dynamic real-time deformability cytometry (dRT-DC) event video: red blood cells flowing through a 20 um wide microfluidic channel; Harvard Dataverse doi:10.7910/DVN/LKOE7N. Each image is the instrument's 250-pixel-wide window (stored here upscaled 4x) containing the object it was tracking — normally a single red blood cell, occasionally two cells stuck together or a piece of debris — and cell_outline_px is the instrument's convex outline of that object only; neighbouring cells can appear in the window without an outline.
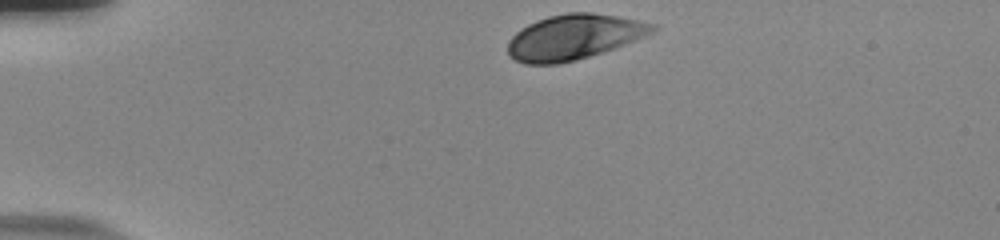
{"species": "human", "species_latin": "Homo sapiens", "temperature_condition": "room temperature", "stored_images_in_passage": 36, "camera_frame_rate_fps": 3000, "um_per_image_px": 0.085, "donor": {"sex": "male"}, "frame": {"image": 1, "passage_image": 1, "time_ms": 0.0, "image_size_px": [1000, 240], "cell_outline_px": [[656, 28], [652, 32], [644, 36], [624, 44], [576, 60], [556, 64], [524, 64], [508, 56], [508, 40], [520, 28], [536, 20], [548, 16], [568, 12], [592, 12], [616, 16], [656, 24]], "centroid_in_image_um": [48.72, 3.14], "position_along_channel_um": 36.3, "area_um2": 37.74}}
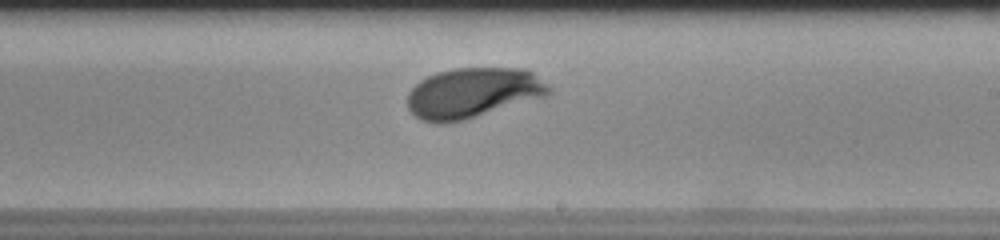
{"frame": {"image": 2, "passage_image": 23, "time_ms": 7.333, "image_size_px": [1000, 240], "cell_outline_px": [[552, 88], [548, 96], [464, 120], [444, 124], [436, 124], [420, 120], [408, 108], [408, 92], [420, 80], [436, 72], [456, 68], [524, 68], [532, 72]], "centroid_in_image_um": [40.2, 7.9], "position_along_channel_um": 248.8, "area_um2": 41.62}}
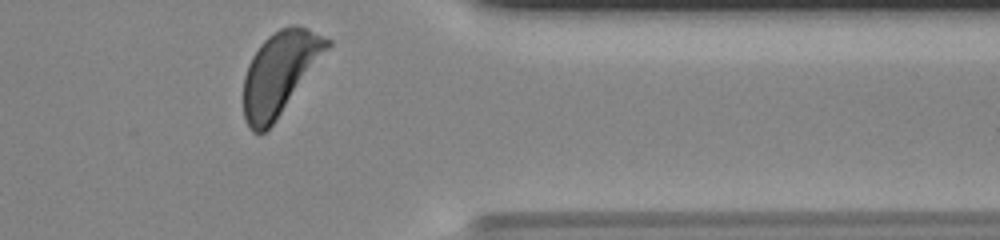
{"frame": {"image": 3, "passage_image": 35, "time_ms": 11.333, "image_size_px": [1000, 240], "cell_outline_px": [[332, 44], [276, 120], [264, 132], [256, 136], [248, 128], [244, 120], [244, 76], [248, 64], [252, 56], [260, 44], [268, 36], [280, 28], [292, 24], [296, 24], [308, 28], [332, 40]], "centroid_in_image_um": [23.77, 6.2], "position_along_channel_um": 387.6, "area_um2": 40.23}, "authors_computed_cell_mechanics": {"area_um2": 40.2288, "velocity_mm_per_s": 3.681, "shape_relaxation_time_tau1_ms": 2.6259, "shape_relaxation_time_tau2_ms": null, "deformation_change_tau1": 0.1344, "deformation_change_tau2": null}}